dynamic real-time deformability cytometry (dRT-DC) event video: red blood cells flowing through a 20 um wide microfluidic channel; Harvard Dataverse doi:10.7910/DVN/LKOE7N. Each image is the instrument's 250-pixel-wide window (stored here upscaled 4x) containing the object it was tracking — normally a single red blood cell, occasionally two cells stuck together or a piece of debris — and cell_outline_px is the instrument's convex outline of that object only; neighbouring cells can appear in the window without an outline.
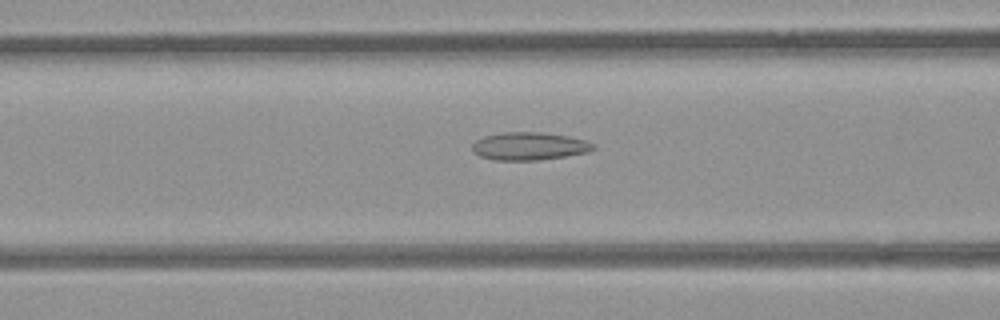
{"species": "common noctule bat (a hibernating species)", "species_latin": "Nyctalus noctula", "temperature_condition": "room temperature", "stored_images_in_passage": 40, "camera_frame_rate_fps": 3000, "um_per_image_px": 0.085, "animal": {"sex": "female", "body_mass_g": 21.9}, "frame": {"image": 1, "passage_image": 14, "time_ms": 4.333, "image_size_px": [1000, 320], "cell_outline_px": [[596, 148], [588, 152], [564, 156], [536, 160], [496, 160], [480, 156], [472, 152], [472, 144], [476, 140], [484, 136], [500, 132], [540, 132], [568, 136], [588, 140], [596, 144]], "centroid_in_image_um": [45.0, 12.41], "position_along_channel_um": 121.6, "area_um2": 19.77}}
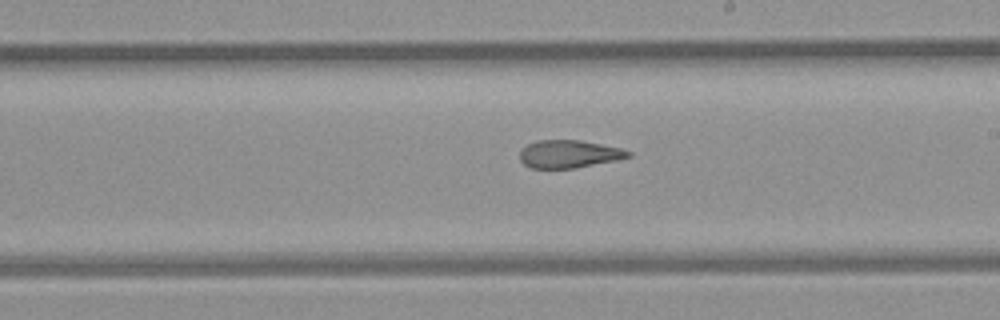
{"frame": {"image": 2, "passage_image": 23, "time_ms": 7.333, "image_size_px": [1000, 320], "cell_outline_px": [[632, 156], [620, 160], [572, 168], [532, 168], [524, 164], [520, 160], [520, 148], [536, 140], [580, 140], [620, 148], [632, 152]], "centroid_in_image_um": [48.37, 13.09], "position_along_channel_um": 240.6, "area_um2": 17.63}}
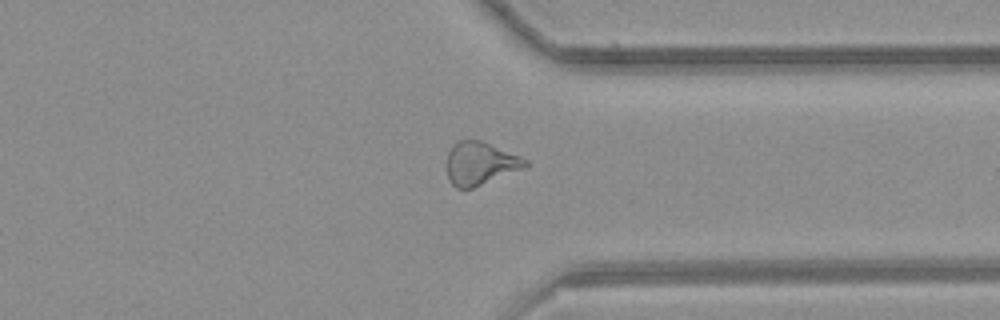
{"frame": {"image": 3, "passage_image": 33, "time_ms": 10.667, "image_size_px": [1000, 320], "cell_outline_px": [[528, 164], [520, 168], [472, 188], [456, 188], [452, 184], [448, 176], [448, 152], [452, 144], [456, 140], [480, 140], [520, 156], [528, 160]], "centroid_in_image_um": [40.76, 13.86], "position_along_channel_um": 370.6, "area_um2": 19.07}, "authors_computed_cell_mechanics": {"area_um2": 19.2474, "velocity_mm_per_s": 3.9607, "shape_relaxation_time_tau1_ms": null, "shape_relaxation_time_tau2_ms": 3.3301, "deformation_change_tau1": null, "deformation_change_tau2": 0.1034}}